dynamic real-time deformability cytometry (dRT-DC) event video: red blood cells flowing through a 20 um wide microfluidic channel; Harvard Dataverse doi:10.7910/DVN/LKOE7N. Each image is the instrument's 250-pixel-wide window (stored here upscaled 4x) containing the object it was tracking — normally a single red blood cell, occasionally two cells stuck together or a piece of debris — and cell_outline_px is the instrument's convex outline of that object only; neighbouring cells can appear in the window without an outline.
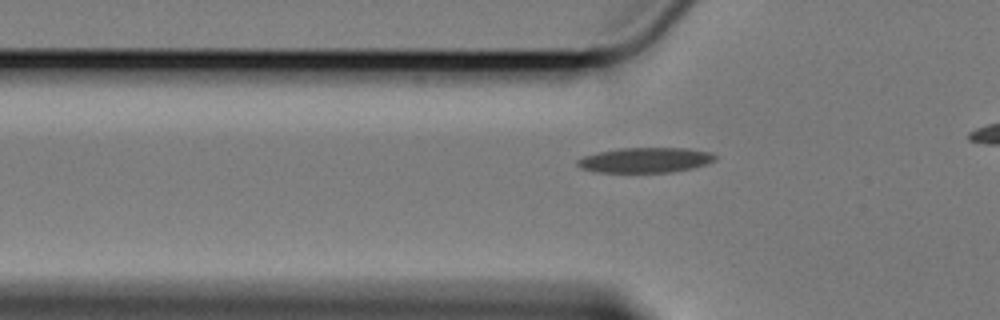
{"species": "Egyptian fruit bat (a non-hibernating species)", "species_latin": "Rousettus aegyptiacus", "temperature_condition": "cold", "stored_images_in_passage": 29, "camera_frame_rate_fps": 3000, "um_per_image_px": 0.085, "animal": {"sex": "female"}, "frame": {"image": 1, "passage_image": 5, "time_ms": 1.333, "image_size_px": [1000, 320], "cell_outline_px": [[716, 160], [708, 164], [692, 168], [672, 172], [596, 172], [580, 168], [576, 164], [576, 160], [584, 156], [596, 152], [620, 148], [688, 148], [712, 152], [716, 156]], "centroid_in_image_um": [54.86, 13.6], "position_along_channel_um": 70.9, "area_um2": 20.35}}
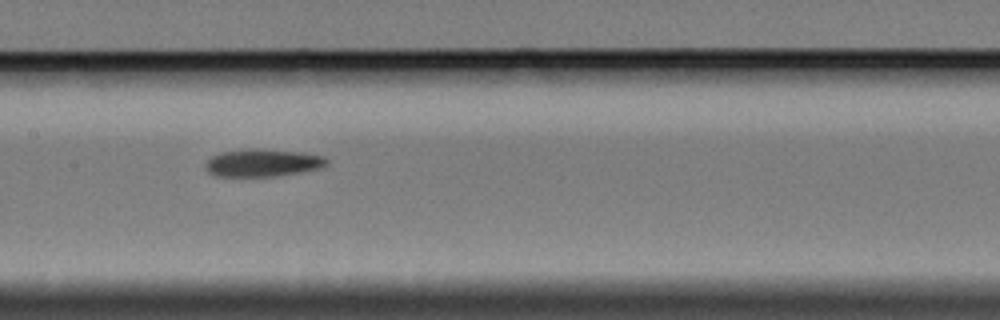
{"frame": {"image": 2, "passage_image": 15, "time_ms": 4.667, "image_size_px": [1000, 320], "cell_outline_px": [[328, 164], [324, 168], [276, 176], [216, 176], [208, 172], [204, 168], [204, 164], [212, 156], [220, 152], [248, 148], [256, 148], [304, 152], [324, 156], [328, 160]], "centroid_in_image_um": [22.35, 13.83], "position_along_channel_um": 185.1, "area_um2": 19.83}}
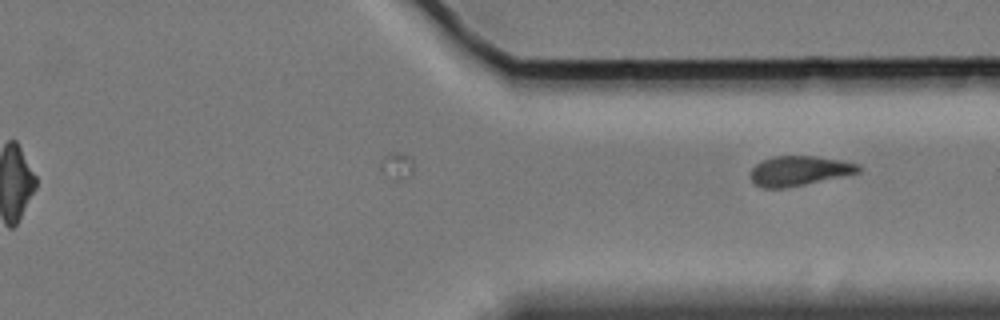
{"frame": {"image": 3, "passage_image": 29, "time_ms": 9.333, "image_size_px": [1000, 320], "cell_outline_px": [[860, 172], [804, 184], [784, 188], [764, 188], [756, 184], [748, 176], [752, 168], [760, 160], [772, 156], [816, 156], [844, 160], [860, 164]], "centroid_in_image_um": [67.9, 14.5], "position_along_channel_um": 343.5, "area_um2": 18.79}}